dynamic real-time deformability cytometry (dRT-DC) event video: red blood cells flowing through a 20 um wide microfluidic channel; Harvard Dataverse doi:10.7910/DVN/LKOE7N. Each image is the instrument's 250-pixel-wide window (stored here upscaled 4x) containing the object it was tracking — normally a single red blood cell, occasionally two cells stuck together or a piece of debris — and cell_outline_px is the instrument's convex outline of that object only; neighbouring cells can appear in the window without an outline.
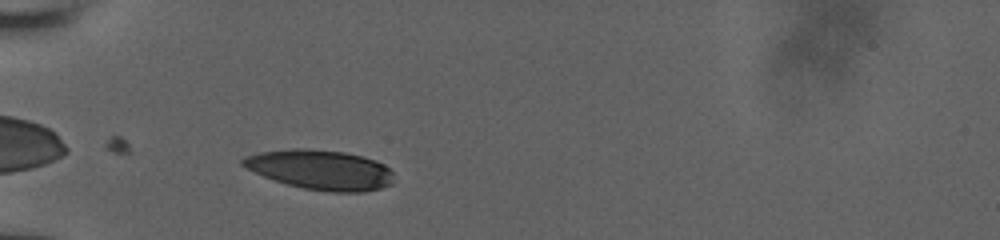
{"species": "human", "species_latin": "Homo sapiens", "temperature_condition": "room temperature", "stored_images_in_passage": 3, "camera_frame_rate_fps": 3000, "um_per_image_px": 0.085, "donor": {"sex": "male"}, "frame": {"image": 1, "passage_image": 1, "time_ms": 0.0, "image_size_px": [1000, 240], "cell_outline_px": [[392, 184], [380, 188], [364, 192], [332, 192], [304, 188], [288, 184], [264, 176], [240, 164], [240, 160], [244, 156], [260, 152], [292, 148], [308, 148], [344, 152], [376, 160], [384, 164], [392, 172]], "centroid_in_image_um": [27.24, 14.42], "position_along_channel_um": 57.8, "area_um2": 34.8}}
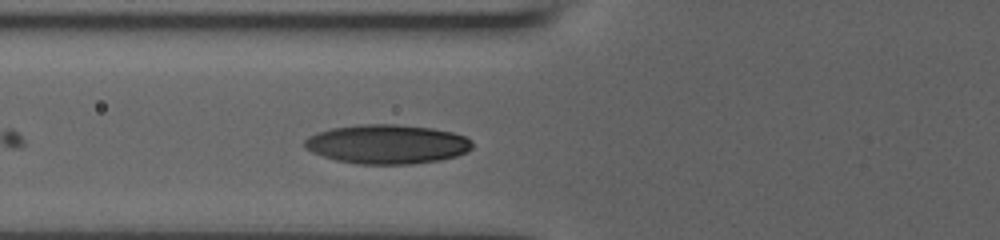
{"frame": {"image": 2, "passage_image": 3, "time_ms": 1.333, "image_size_px": [1000, 240], "cell_outline_px": [[472, 148], [468, 152], [456, 156], [440, 160], [408, 164], [356, 164], [336, 160], [312, 152], [304, 148], [304, 140], [308, 136], [316, 132], [332, 128], [360, 124], [396, 124], [432, 128], [452, 132], [464, 136], [472, 140]], "centroid_in_image_um": [32.89, 12.25], "position_along_channel_um": 92.9, "area_um2": 38.49}}